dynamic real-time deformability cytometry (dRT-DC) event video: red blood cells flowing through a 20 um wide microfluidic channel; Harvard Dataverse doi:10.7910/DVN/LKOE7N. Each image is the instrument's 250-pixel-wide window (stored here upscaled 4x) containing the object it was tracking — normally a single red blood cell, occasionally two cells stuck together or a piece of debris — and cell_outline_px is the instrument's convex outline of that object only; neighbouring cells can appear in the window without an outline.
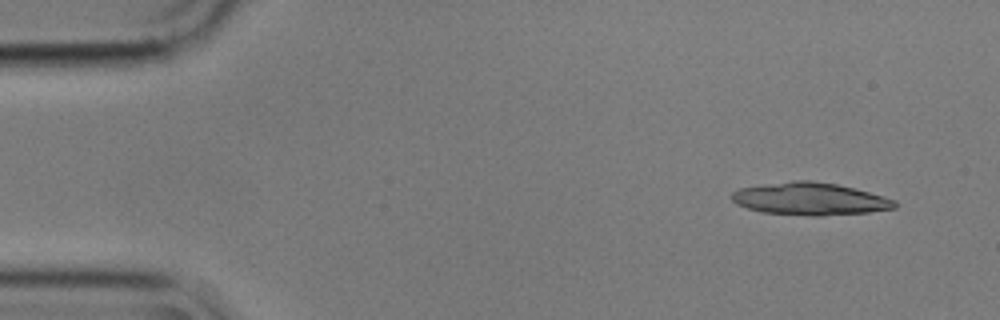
{"species": "common noctule bat (a hibernating species)", "species_latin": "Nyctalus noctula", "temperature_condition": "cold", "stored_images_in_passage": 5, "camera_frame_rate_fps": 3000, "um_per_image_px": 0.085, "animal": {"sex": "male", "body_mass_g": 17.9}, "frame": {"image": 1, "passage_image": 2, "time_ms": 0.333, "image_size_px": [1000, 320], "cell_outline_px": [[896, 208], [868, 212], [820, 216], [812, 216], [764, 212], [748, 208], [736, 204], [732, 200], [732, 192], [740, 188], [796, 180], [812, 180], [836, 184], [856, 188], [884, 196], [896, 200]], "centroid_in_image_um": [68.89, 16.9], "position_along_channel_um": 16.1, "area_um2": 30.69}}